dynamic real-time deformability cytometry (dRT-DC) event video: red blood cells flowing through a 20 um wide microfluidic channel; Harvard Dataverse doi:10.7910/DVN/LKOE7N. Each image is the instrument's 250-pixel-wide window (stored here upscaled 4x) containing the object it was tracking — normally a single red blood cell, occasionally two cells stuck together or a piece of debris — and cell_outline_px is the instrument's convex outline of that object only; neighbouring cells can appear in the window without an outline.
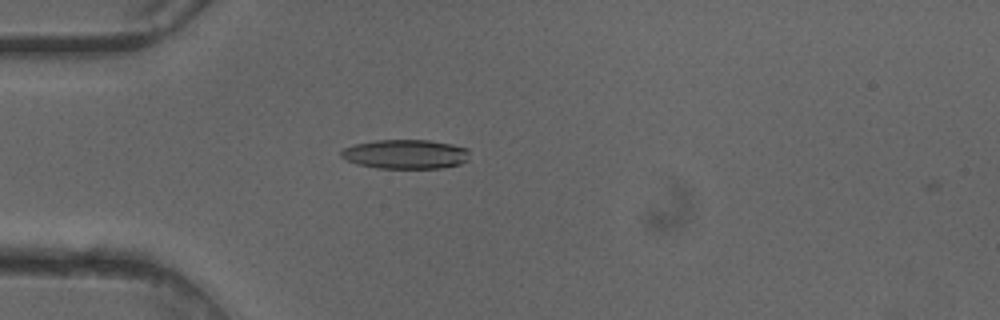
{"species": "common noctule bat (a hibernating species)", "species_latin": "Nyctalus noctula", "temperature_condition": "cold", "stored_images_in_passage": 15, "camera_frame_rate_fps": 3000, "um_per_image_px": 0.085, "animal": {"sex": "female"}, "frame": {"image": 1, "passage_image": 14, "time_ms": 4.333, "image_size_px": [1000, 320], "cell_outline_px": [[468, 160], [460, 164], [440, 168], [376, 168], [356, 164], [340, 156], [340, 152], [344, 148], [352, 144], [376, 140], [428, 140], [452, 144], [468, 148]], "centroid_in_image_um": [34.45, 13.1], "position_along_channel_um": 50.5, "area_um2": 22.02}}